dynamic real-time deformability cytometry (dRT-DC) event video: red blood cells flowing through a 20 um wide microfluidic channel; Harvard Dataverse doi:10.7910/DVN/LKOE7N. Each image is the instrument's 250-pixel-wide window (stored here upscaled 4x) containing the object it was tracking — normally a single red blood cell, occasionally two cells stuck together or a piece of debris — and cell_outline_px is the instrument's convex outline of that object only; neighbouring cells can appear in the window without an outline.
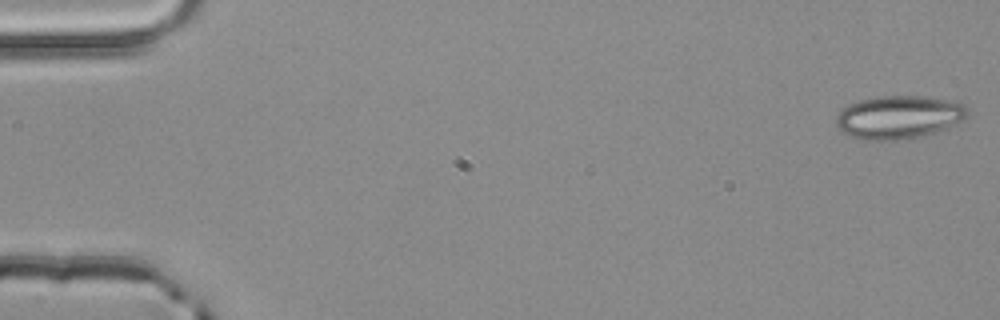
{"species": "common noctule bat (a hibernating species)", "species_latin": "Nyctalus noctula", "temperature_condition": "room temperature", "stored_images_in_passage": 4, "camera_frame_rate_fps": 3000, "um_per_image_px": 0.085, "animal": {"sex": "male", "body_mass_g": 20.4}, "frame": {"image": 1, "passage_image": 1, "time_ms": 0.0, "image_size_px": [1000, 320], "cell_outline_px": [[968, 116], [964, 120], [944, 128], [932, 132], [916, 136], [896, 140], [868, 140], [852, 136], [844, 132], [836, 124], [836, 116], [844, 108], [860, 100], [876, 96], [924, 96], [956, 100], [964, 104], [968, 108]], "centroid_in_image_um": [76.45, 9.93], "position_along_channel_um": 8.6, "area_um2": 32.71}}